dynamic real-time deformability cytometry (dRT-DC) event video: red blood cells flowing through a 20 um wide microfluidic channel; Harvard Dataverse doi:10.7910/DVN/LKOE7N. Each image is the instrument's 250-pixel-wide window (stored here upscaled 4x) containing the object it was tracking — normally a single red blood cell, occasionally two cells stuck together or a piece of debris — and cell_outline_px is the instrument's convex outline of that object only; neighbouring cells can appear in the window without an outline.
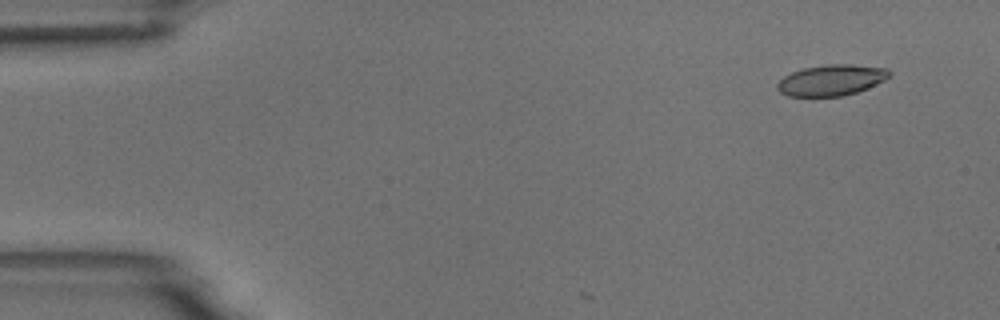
{"species": "common noctule bat (a hibernating species)", "species_latin": "Nyctalus noctula", "temperature_condition": "room temperature", "stored_images_in_passage": 4, "camera_frame_rate_fps": 3000, "um_per_image_px": 0.085, "animal": {"sex": "male", "body_mass_g": 18.8}, "frame": {"image": 1, "passage_image": 1, "time_ms": 0.0, "image_size_px": [1000, 320], "cell_outline_px": [[892, 76], [868, 88], [856, 92], [840, 96], [788, 96], [780, 92], [776, 88], [776, 84], [784, 76], [792, 72], [804, 68], [828, 64], [852, 64], [888, 68], [892, 72]], "centroid_in_image_um": [70.69, 6.8], "position_along_channel_um": 14.3, "area_um2": 20.29}}
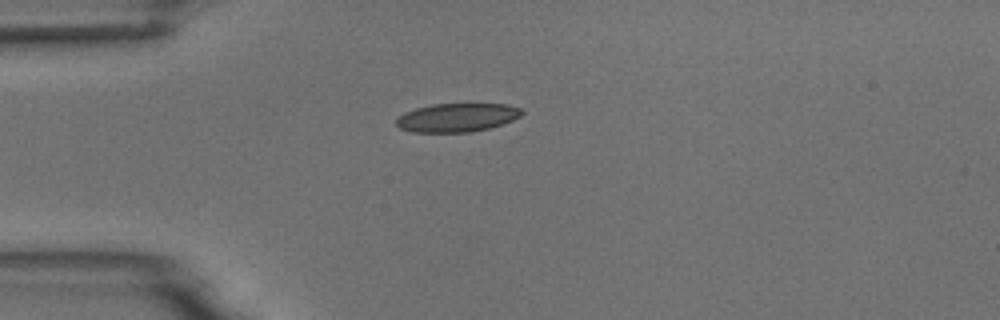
{"frame": {"image": 2, "passage_image": 4, "time_ms": 3.333, "image_size_px": [1000, 320], "cell_outline_px": [[524, 112], [520, 116], [512, 120], [488, 128], [472, 132], [412, 132], [400, 128], [396, 124], [396, 120], [404, 112], [416, 108], [432, 104], [508, 104], [520, 108]], "centroid_in_image_um": [38.84, 9.99], "position_along_channel_um": 46.2, "area_um2": 20.81}}